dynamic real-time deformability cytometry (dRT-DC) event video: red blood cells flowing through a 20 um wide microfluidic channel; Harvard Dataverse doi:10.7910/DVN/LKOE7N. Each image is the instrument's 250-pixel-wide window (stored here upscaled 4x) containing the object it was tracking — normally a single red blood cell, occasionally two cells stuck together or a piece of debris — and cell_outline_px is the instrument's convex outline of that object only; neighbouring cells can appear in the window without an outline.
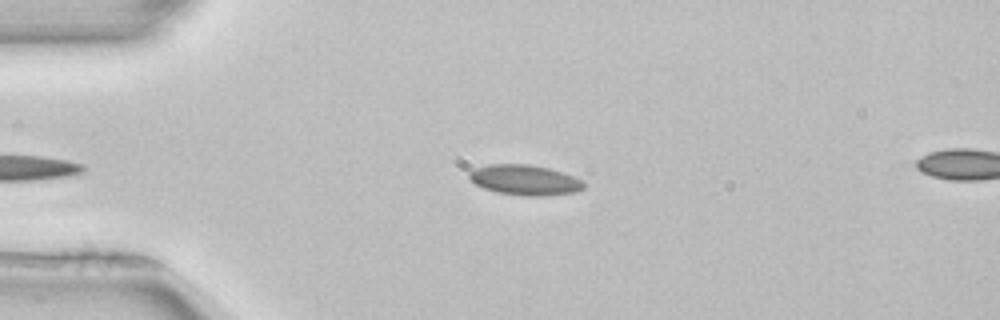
{"species": "common noctule bat (a hibernating species)", "species_latin": "Nyctalus noctula", "temperature_condition": "room temperature", "stored_images_in_passage": 8, "camera_frame_rate_fps": 3000, "um_per_image_px": 0.085, "animal": {"sex": "female", "body_mass_g": 22.7, "forearm_length_mm": 54.2}, "frame": {"image": 1, "passage_image": 4, "time_ms": 1.0, "image_size_px": [1000, 320], "cell_outline_px": [[584, 188], [576, 192], [544, 196], [524, 196], [496, 192], [484, 188], [476, 184], [468, 176], [468, 172], [476, 168], [488, 164], [528, 164], [548, 168], [572, 176], [580, 180], [584, 184]], "centroid_in_image_um": [44.58, 15.3], "position_along_channel_um": 40.4, "area_um2": 20.06}}